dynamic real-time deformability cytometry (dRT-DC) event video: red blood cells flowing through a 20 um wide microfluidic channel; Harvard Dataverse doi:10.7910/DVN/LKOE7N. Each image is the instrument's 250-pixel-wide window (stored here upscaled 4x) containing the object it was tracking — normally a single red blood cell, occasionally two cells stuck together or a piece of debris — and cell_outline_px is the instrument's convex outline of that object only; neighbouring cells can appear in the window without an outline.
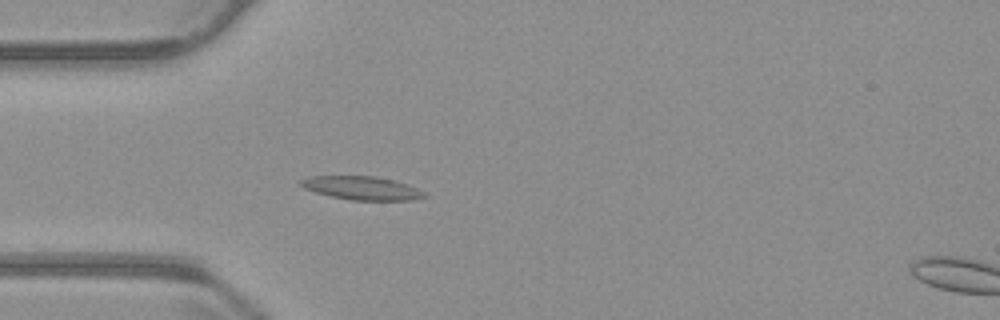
{"species": "common noctule bat (a hibernating species)", "species_latin": "Nyctalus noctula", "temperature_condition": "warm", "stored_images_in_passage": 49, "camera_frame_rate_fps": 3000, "um_per_image_px": 0.085, "animal": {"sex": "male", "body_mass_g": 23.1, "forearm_length_mm": 52.7}, "frame": {"image": 1, "passage_image": 10, "time_ms": 3.0, "image_size_px": [1000, 320], "cell_outline_px": [[428, 196], [412, 200], [352, 200], [332, 196], [316, 192], [304, 188], [300, 184], [300, 180], [312, 176], [376, 176], [396, 180], [408, 184], [424, 192]], "centroid_in_image_um": [30.8, 15.98], "position_along_channel_um": 54.2, "area_um2": 16.82}}
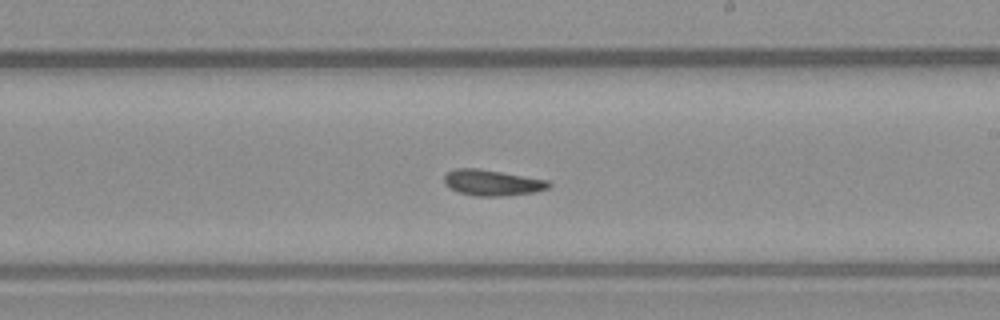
{"frame": {"image": 2, "passage_image": 26, "time_ms": 8.333, "image_size_px": [1000, 320], "cell_outline_px": [[552, 184], [548, 188], [532, 192], [500, 196], [476, 196], [460, 192], [444, 184], [444, 176], [448, 172], [456, 168], [480, 168], [548, 180]], "centroid_in_image_um": [41.83, 15.51], "position_along_channel_um": 247.2, "area_um2": 15.61}}
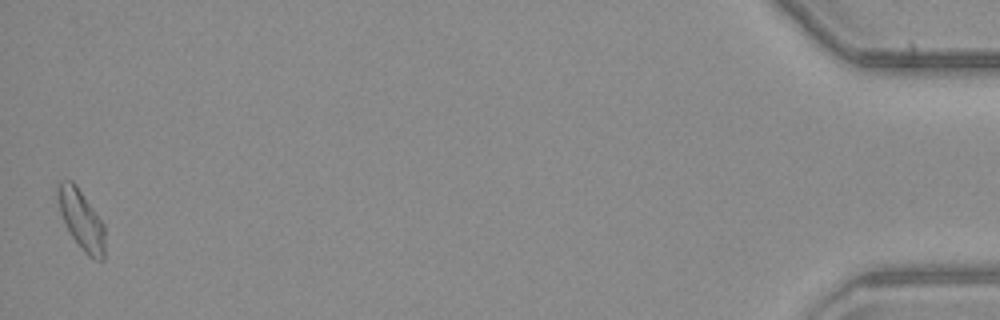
{"frame": {"image": 3, "passage_image": 49, "time_ms": 16.0, "image_size_px": [1000, 320], "cell_outline_px": [[104, 260], [96, 260], [88, 256], [84, 252], [72, 236], [60, 212], [56, 196], [56, 188], [60, 180], [72, 180], [76, 184], [104, 224]], "centroid_in_image_um": [6.9, 18.64], "position_along_channel_um": 428.3, "area_um2": 16.3}, "authors_computed_cell_mechanics": {"area_um2": 15.606, "velocity_mm_per_s": 3.7061, "shape_relaxation_time_tau1_ms": 7.1497, "shape_relaxation_time_tau2_ms": 2.8153, "deformation_change_tau1": 0.1791, "deformation_change_tau2": 0.109}}